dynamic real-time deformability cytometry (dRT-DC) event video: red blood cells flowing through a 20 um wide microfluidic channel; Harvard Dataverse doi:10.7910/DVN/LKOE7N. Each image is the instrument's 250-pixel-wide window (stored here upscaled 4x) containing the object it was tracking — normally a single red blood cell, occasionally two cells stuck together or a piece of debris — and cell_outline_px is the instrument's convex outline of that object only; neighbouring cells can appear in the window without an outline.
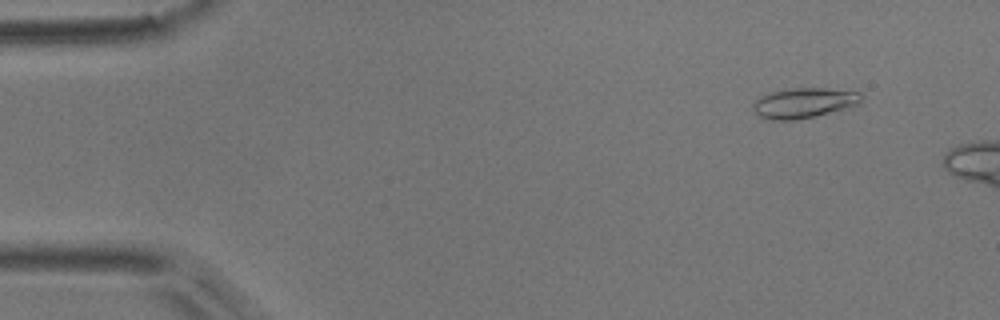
{"species": "common noctule bat (a hibernating species)", "species_latin": "Nyctalus noctula", "temperature_condition": "room temperature", "stored_images_in_passage": 10, "camera_frame_rate_fps": 3000, "um_per_image_px": 0.085, "animal": {"sex": "male", "body_mass_g": 17.9}, "frame": {"image": 1, "passage_image": 5, "time_ms": 1.333, "image_size_px": [1000, 320], "cell_outline_px": [[860, 100], [852, 108], [792, 120], [772, 120], [760, 116], [752, 108], [752, 104], [760, 96], [772, 92], [796, 88], [824, 88], [860, 92]], "centroid_in_image_um": [68.33, 8.75], "position_along_channel_um": 16.7, "area_um2": 18.73}}